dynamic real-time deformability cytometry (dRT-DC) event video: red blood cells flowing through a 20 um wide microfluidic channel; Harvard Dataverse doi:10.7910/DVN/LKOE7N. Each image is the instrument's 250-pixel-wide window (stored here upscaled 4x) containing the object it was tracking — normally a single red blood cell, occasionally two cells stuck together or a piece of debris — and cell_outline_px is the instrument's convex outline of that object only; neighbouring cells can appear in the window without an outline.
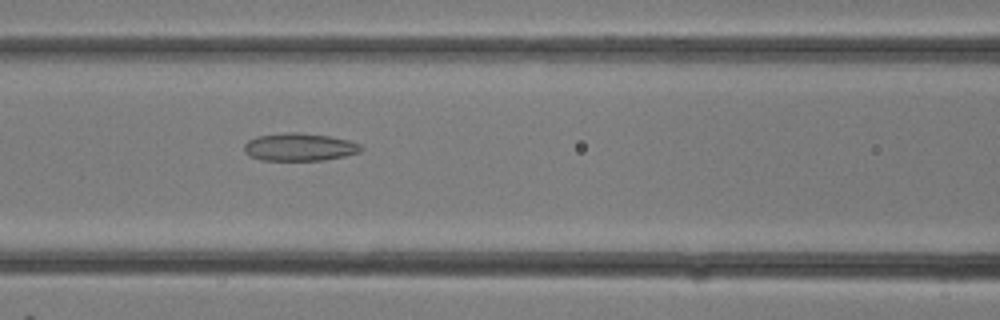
{"species": "common noctule bat (a hibernating species)", "species_latin": "Nyctalus noctula", "temperature_condition": "room temperature", "stored_images_in_passage": 28, "camera_frame_rate_fps": 3000, "um_per_image_px": 0.085, "animal": {"sex": "female"}, "frame": {"image": 1, "passage_image": 13, "time_ms": 4.0, "image_size_px": [1000, 320], "cell_outline_px": [[364, 148], [360, 152], [344, 156], [324, 160], [260, 160], [244, 152], [244, 144], [248, 140], [256, 136], [288, 132], [300, 132], [328, 136], [348, 140], [360, 144]], "centroid_in_image_um": [25.45, 12.49], "position_along_channel_um": 141.1, "area_um2": 18.9}}
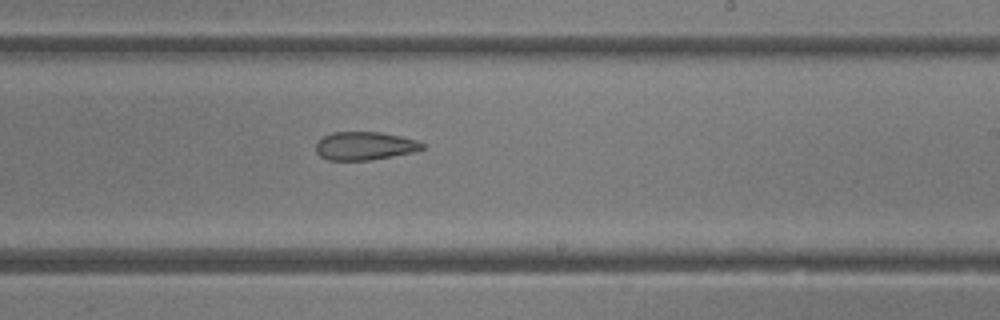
{"frame": {"image": 2, "passage_image": 18, "time_ms": 5.667, "image_size_px": [1000, 320], "cell_outline_px": [[424, 148], [416, 152], [372, 160], [328, 160], [320, 156], [316, 152], [316, 140], [332, 132], [380, 132], [400, 136], [416, 140], [424, 144]], "centroid_in_image_um": [31.0, 12.4], "position_along_channel_um": 258.0, "area_um2": 17.69}}
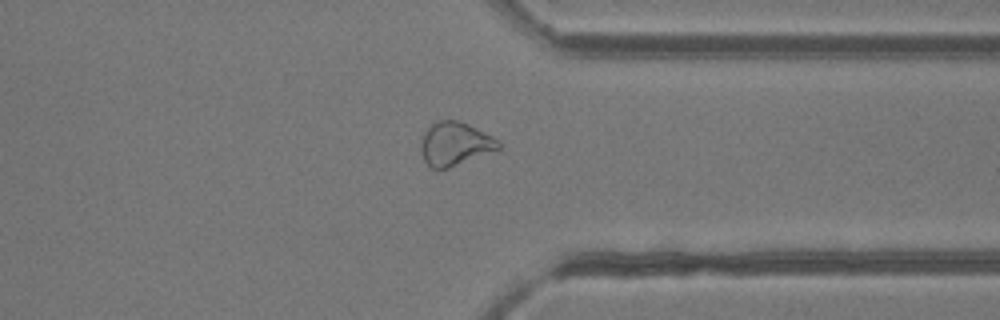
{"frame": {"image": 3, "passage_image": 23, "time_ms": 7.333, "image_size_px": [1000, 320], "cell_outline_px": [[500, 148], [440, 172], [432, 168], [424, 160], [420, 148], [420, 144], [424, 132], [436, 120], [460, 120], [500, 140]], "centroid_in_image_um": [38.64, 12.24], "position_along_channel_um": 372.8, "area_um2": 19.83}}